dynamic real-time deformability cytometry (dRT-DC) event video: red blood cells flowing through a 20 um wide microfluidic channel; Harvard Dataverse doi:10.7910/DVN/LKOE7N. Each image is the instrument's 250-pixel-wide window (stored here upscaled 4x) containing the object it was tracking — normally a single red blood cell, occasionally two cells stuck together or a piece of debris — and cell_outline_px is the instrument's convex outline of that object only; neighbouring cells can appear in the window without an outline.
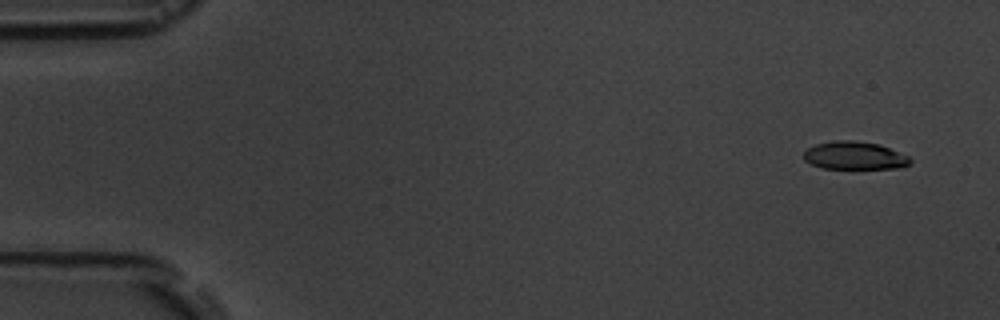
{"species": "common noctule bat (a hibernating species)", "species_latin": "Nyctalus noctula", "temperature_condition": "room temperature", "stored_images_in_passage": 4, "camera_frame_rate_fps": 3000, "um_per_image_px": 0.085, "animal": {"sex": "male", "body_mass_g": 19.5, "forearm_length_mm": 54.6}, "frame": {"image": 1, "passage_image": 1, "time_ms": 0.0, "image_size_px": [1000, 320], "cell_outline_px": [[912, 160], [904, 168], [824, 168], [812, 164], [804, 160], [804, 152], [808, 148], [816, 144], [836, 140], [852, 140], [880, 144], [908, 156]], "centroid_in_image_um": [72.65, 13.22], "position_along_channel_um": 12.3, "area_um2": 17.22}}
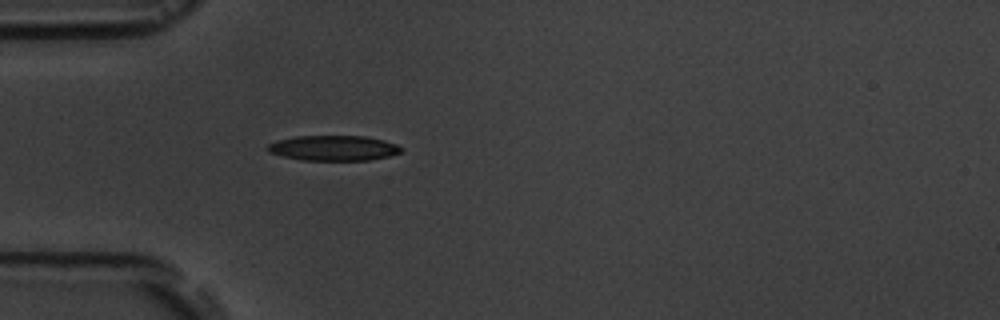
{"frame": {"image": 2, "passage_image": 4, "time_ms": 4.333, "image_size_px": [1000, 320], "cell_outline_px": [[404, 152], [388, 156], [368, 160], [300, 160], [268, 152], [264, 148], [268, 144], [276, 140], [296, 136], [364, 136], [384, 140], [396, 144], [404, 148]], "centroid_in_image_um": [28.34, 12.58], "position_along_channel_um": 56.7, "area_um2": 19.77}}